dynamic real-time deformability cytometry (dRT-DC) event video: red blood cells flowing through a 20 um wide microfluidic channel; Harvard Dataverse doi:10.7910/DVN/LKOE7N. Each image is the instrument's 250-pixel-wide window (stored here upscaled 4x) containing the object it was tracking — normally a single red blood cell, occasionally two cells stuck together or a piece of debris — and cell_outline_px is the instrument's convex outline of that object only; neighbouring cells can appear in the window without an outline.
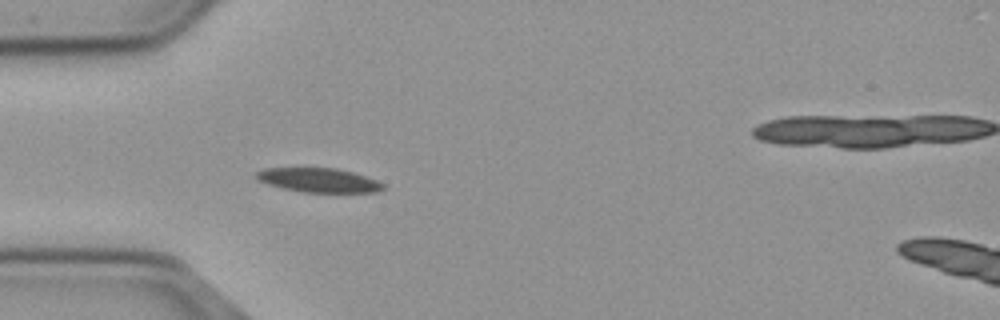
{"species": "common noctule bat (a hibernating species)", "species_latin": "Nyctalus noctula", "temperature_condition": "cold", "stored_images_in_passage": 13, "camera_frame_rate_fps": 3000, "um_per_image_px": 0.085, "animal": {"sex": "male", "body_mass_g": 23.1, "forearm_length_mm": 52.7}, "frame": {"image": 1, "passage_image": 6, "time_ms": 1.667, "image_size_px": [1000, 320], "cell_outline_px": [[384, 188], [380, 192], [304, 192], [284, 188], [268, 184], [256, 180], [256, 172], [264, 168], [336, 168], [352, 172], [376, 180], [384, 184]], "centroid_in_image_um": [27.08, 15.31], "position_along_channel_um": 57.9, "area_um2": 17.74}}